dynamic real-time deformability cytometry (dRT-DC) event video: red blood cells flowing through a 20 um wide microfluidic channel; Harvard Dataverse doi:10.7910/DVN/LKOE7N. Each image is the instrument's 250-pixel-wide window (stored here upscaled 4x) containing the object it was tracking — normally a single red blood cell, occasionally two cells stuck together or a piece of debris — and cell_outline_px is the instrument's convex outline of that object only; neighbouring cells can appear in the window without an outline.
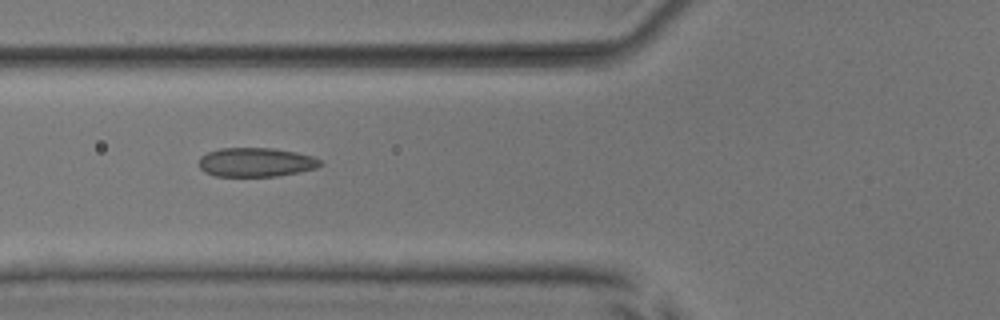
{"species": "common noctule bat (a hibernating species)", "species_latin": "Nyctalus noctula", "temperature_condition": "room temperature", "stored_images_in_passage": 34, "camera_frame_rate_fps": 3000, "um_per_image_px": 0.085, "animal": {"sex": "male", "body_mass_g": 17.9, "forearm_length_mm": 54.2}, "frame": {"image": 1, "passage_image": 20, "time_ms": 6.333, "image_size_px": [1000, 320], "cell_outline_px": [[324, 164], [316, 168], [300, 172], [276, 176], [216, 176], [204, 172], [200, 168], [200, 156], [208, 152], [220, 148], [272, 148], [296, 152], [312, 156], [320, 160]], "centroid_in_image_um": [21.76, 13.79], "position_along_channel_um": 104.0, "area_um2": 20.58}}